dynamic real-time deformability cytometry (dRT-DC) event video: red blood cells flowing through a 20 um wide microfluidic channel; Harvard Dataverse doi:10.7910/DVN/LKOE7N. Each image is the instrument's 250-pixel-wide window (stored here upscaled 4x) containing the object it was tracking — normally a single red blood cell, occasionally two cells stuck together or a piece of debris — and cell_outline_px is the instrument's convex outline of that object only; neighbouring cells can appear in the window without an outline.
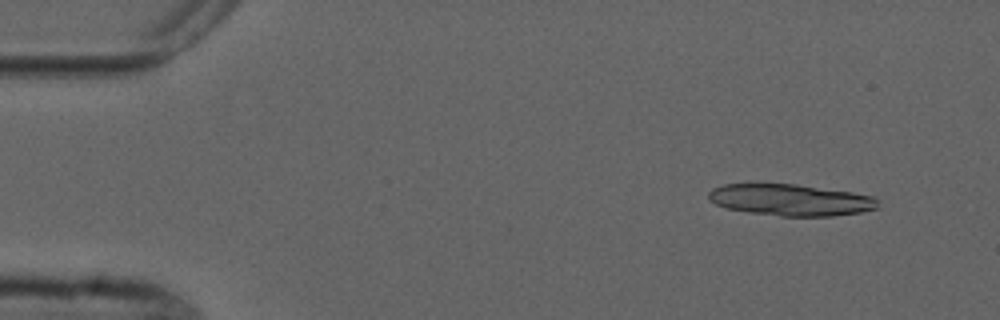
{"species": "common noctule bat (a hibernating species)", "species_latin": "Nyctalus noctula", "temperature_condition": "cold", "stored_images_in_passage": 4, "camera_frame_rate_fps": 3000, "um_per_image_px": 0.085, "animal": {"sex": "male", "forearm_length_mm": 52.5}, "frame": {"image": 1, "passage_image": 1, "time_ms": 0.0, "image_size_px": [1000, 320], "cell_outline_px": [[876, 208], [860, 212], [832, 216], [780, 216], [748, 212], [728, 208], [716, 204], [708, 200], [708, 192], [712, 188], [724, 184], [748, 180], [792, 184], [852, 192], [872, 196], [876, 200]], "centroid_in_image_um": [67.05, 16.95], "position_along_channel_um": 18.0, "area_um2": 31.79}}